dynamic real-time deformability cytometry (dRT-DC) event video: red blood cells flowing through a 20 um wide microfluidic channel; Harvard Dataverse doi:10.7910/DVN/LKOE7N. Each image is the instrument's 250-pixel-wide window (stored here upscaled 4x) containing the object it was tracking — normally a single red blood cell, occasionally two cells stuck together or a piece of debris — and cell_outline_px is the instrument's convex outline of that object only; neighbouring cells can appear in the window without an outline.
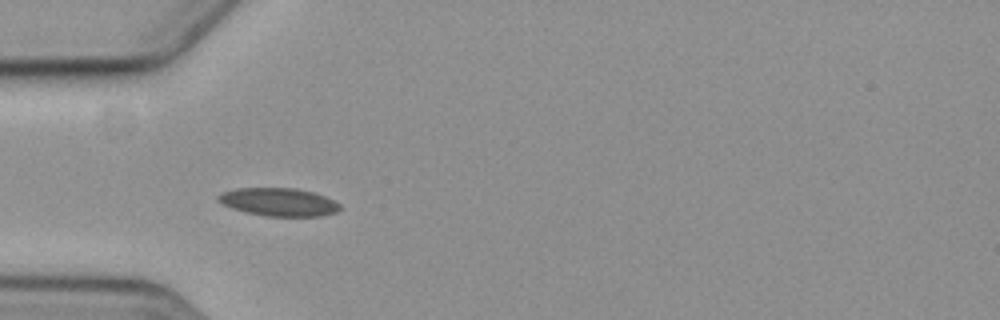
{"species": "common noctule bat (a hibernating species)", "species_latin": "Nyctalus noctula", "temperature_condition": "cold", "stored_images_in_passage": 5, "camera_frame_rate_fps": 3000, "um_per_image_px": 0.085, "animal": {"sex": "female", "body_mass_g": 19.3, "forearm_length_mm": 54.1}, "frame": {"image": 1, "passage_image": 5, "time_ms": 5.333, "image_size_px": [1000, 320], "cell_outline_px": [[340, 208], [336, 212], [320, 216], [264, 216], [244, 212], [220, 204], [216, 200], [216, 196], [220, 192], [236, 188], [296, 188], [312, 192], [324, 196], [340, 204]], "centroid_in_image_um": [23.61, 17.17], "position_along_channel_um": 61.4, "area_um2": 20.06}}